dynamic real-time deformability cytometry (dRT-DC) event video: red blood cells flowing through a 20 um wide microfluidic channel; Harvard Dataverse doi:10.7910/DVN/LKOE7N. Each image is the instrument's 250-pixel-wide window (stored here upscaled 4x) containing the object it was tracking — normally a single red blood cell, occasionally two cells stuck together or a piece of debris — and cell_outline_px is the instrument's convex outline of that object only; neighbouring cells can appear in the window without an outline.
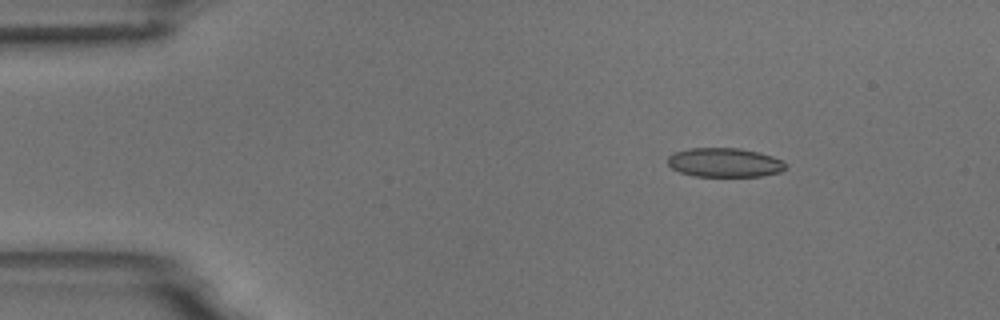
{"species": "common noctule bat (a hibernating species)", "species_latin": "Nyctalus noctula", "temperature_condition": "room temperature", "stored_images_in_passage": 6, "camera_frame_rate_fps": 3000, "um_per_image_px": 0.085, "animal": {"sex": "male", "body_mass_g": 18.8}, "frame": {"image": 1, "passage_image": 3, "time_ms": 2.333, "image_size_px": [1000, 320], "cell_outline_px": [[788, 164], [780, 172], [760, 176], [692, 176], [680, 172], [672, 168], [668, 164], [668, 156], [672, 152], [688, 148], [740, 148], [760, 152], [784, 160]], "centroid_in_image_um": [61.59, 13.8], "position_along_channel_um": 23.4, "area_um2": 20.23}}
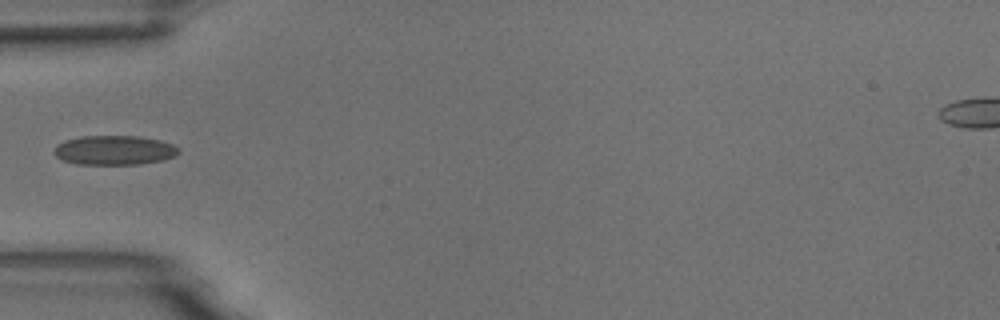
{"frame": {"image": 2, "passage_image": 6, "time_ms": 5.667, "image_size_px": [1000, 320], "cell_outline_px": [[180, 152], [176, 156], [164, 160], [140, 164], [76, 164], [64, 160], [56, 156], [52, 152], [56, 144], [64, 140], [80, 136], [140, 136], [160, 140], [172, 144], [180, 148]], "centroid_in_image_um": [9.72, 12.76], "position_along_channel_um": 75.3, "area_um2": 21.62}}